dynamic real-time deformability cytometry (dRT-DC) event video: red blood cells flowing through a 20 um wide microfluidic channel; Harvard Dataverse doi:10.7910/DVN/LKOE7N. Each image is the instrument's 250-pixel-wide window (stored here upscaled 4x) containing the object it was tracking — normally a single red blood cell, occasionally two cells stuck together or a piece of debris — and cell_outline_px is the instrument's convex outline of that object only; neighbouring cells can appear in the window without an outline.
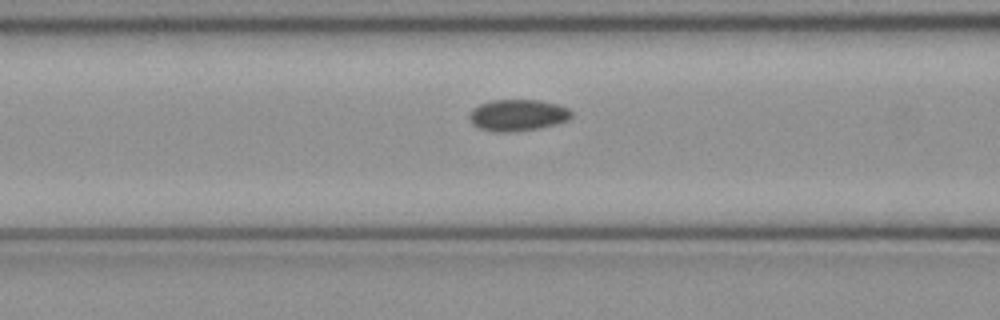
{"species": "common noctule bat (a hibernating species)", "species_latin": "Nyctalus noctula", "temperature_condition": "cold", "stored_images_in_passage": 49, "camera_frame_rate_fps": 3000, "um_per_image_px": 0.085, "animal": {"sex": "female", "body_mass_g": 21.9}, "frame": {"image": 1, "passage_image": 18, "time_ms": 5.667, "image_size_px": [1000, 320], "cell_outline_px": [[572, 116], [568, 120], [556, 124], [540, 128], [516, 132], [496, 132], [480, 128], [472, 124], [468, 116], [472, 108], [480, 104], [492, 100], [540, 100], [556, 104], [568, 108], [572, 112]], "centroid_in_image_um": [44.0, 9.79], "position_along_channel_um": 122.6, "area_um2": 18.9}}
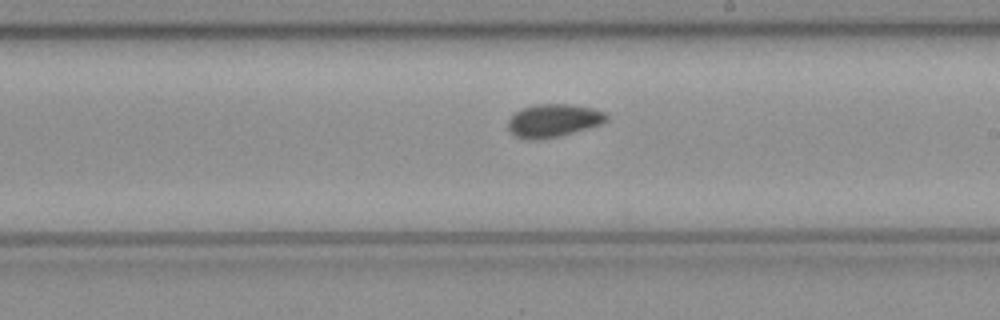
{"frame": {"image": 2, "passage_image": 27, "time_ms": 8.667, "image_size_px": [1000, 320], "cell_outline_px": [[608, 120], [600, 124], [560, 136], [540, 140], [528, 140], [516, 136], [508, 128], [508, 120], [516, 112], [524, 108], [536, 104], [572, 104], [592, 108], [604, 112], [608, 116]], "centroid_in_image_um": [47.04, 10.25], "position_along_channel_um": 242.0, "area_um2": 18.84}}
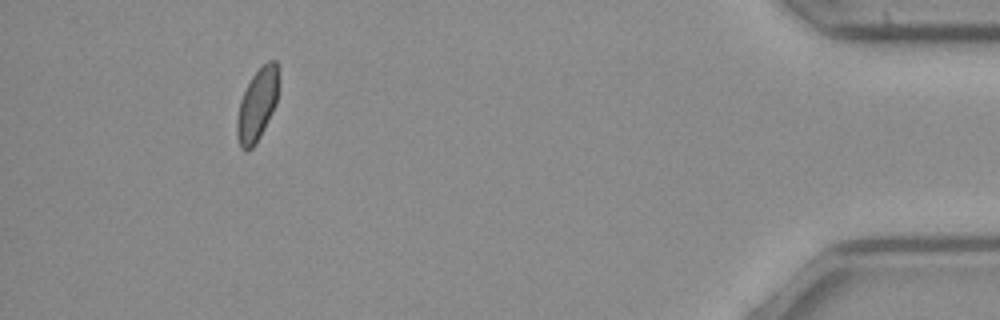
{"frame": {"image": 3, "passage_image": 45, "time_ms": 14.667, "image_size_px": [1000, 320], "cell_outline_px": [[276, 104], [256, 144], [248, 152], [244, 152], [240, 148], [236, 136], [236, 120], [240, 100], [252, 76], [268, 60], [276, 60]], "centroid_in_image_um": [21.8, 9.0], "position_along_channel_um": 413.4, "area_um2": 17.17}, "authors_computed_cell_mechanics": {"area_um2": 18.4382, "velocity_mm_per_s": 3.9724, "shape_relaxation_time_tau1_ms": 1.4465, "shape_relaxation_time_tau2_ms": null, "deformation_change_tau1": 0.0405, "deformation_change_tau2": null}}